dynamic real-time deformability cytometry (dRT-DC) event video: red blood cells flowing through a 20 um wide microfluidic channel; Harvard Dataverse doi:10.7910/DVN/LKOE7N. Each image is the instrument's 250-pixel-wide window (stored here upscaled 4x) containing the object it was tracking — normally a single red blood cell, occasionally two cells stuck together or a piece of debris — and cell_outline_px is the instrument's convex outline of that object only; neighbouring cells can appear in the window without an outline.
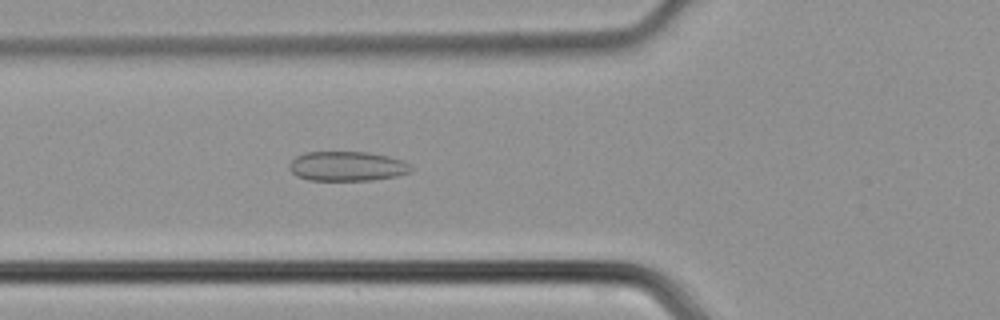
{"species": "common noctule bat (a hibernating species)", "species_latin": "Nyctalus noctula", "temperature_condition": "cold", "stored_images_in_passage": 8, "camera_frame_rate_fps": 3000, "um_per_image_px": 0.085, "animal": {"sex": "male", "body_mass_g": 21.5, "forearm_length_mm": 52.0}, "frame": {"image": 1, "passage_image": 6, "time_ms": 1.667, "image_size_px": [1000, 320], "cell_outline_px": [[416, 168], [412, 172], [396, 176], [372, 180], [308, 180], [296, 176], [288, 168], [288, 164], [296, 156], [304, 152], [368, 152], [388, 156], [404, 160]], "centroid_in_image_um": [29.54, 14.13], "position_along_channel_um": 96.3, "area_um2": 21.33}}